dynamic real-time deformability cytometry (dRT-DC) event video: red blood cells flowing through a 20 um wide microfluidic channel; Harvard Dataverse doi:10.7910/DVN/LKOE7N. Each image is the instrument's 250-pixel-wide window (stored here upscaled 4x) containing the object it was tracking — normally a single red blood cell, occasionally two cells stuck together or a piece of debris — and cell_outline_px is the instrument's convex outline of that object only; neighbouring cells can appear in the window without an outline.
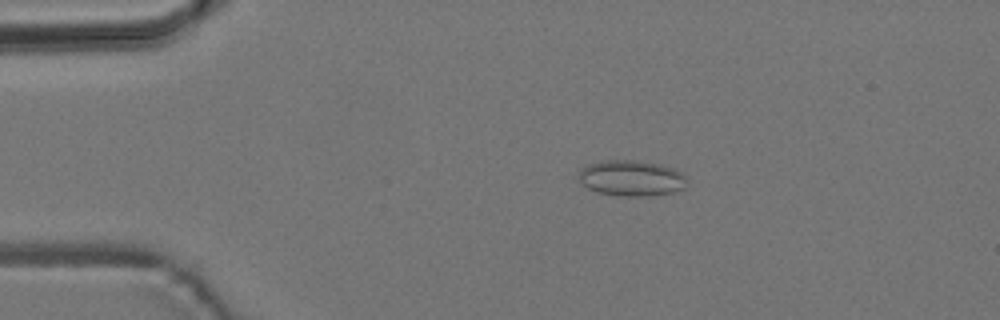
{"species": "common noctule bat (a hibernating species)", "species_latin": "Nyctalus noctula", "temperature_condition": "room temperature", "stored_images_in_passage": 53, "camera_frame_rate_fps": 3000, "um_per_image_px": 0.085, "animal": {"sex": "male", "body_mass_g": 19.2, "forearm_length_mm": 51.8}, "frame": {"image": 1, "passage_image": 10, "time_ms": 3.0, "image_size_px": [1000, 320], "cell_outline_px": [[688, 184], [684, 188], [672, 192], [648, 196], [620, 196], [596, 192], [588, 188], [580, 180], [580, 168], [588, 164], [604, 160], [636, 160], [660, 164], [672, 168], [680, 172], [688, 180]], "centroid_in_image_um": [53.68, 15.14], "position_along_channel_um": 31.3, "area_um2": 22.6}}
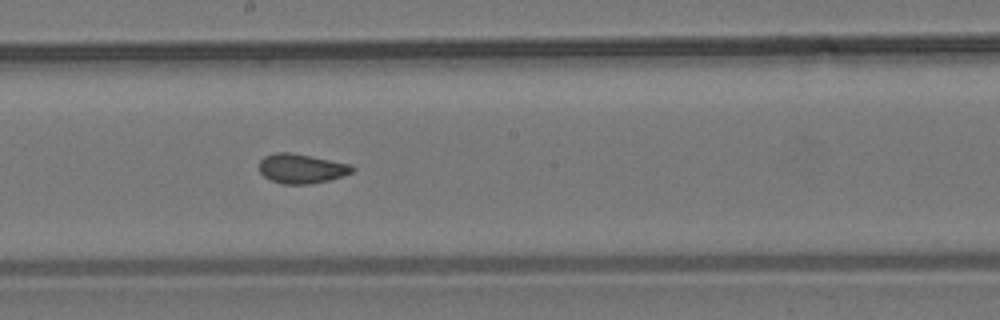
{"frame": {"image": 2, "passage_image": 29, "time_ms": 9.333, "image_size_px": [1000, 320], "cell_outline_px": [[356, 168], [352, 172], [328, 180], [308, 184], [284, 184], [272, 180], [264, 176], [260, 172], [260, 160], [264, 156], [276, 152], [292, 152], [352, 164]], "centroid_in_image_um": [25.63, 14.31], "position_along_channel_um": 222.6, "area_um2": 15.95}}
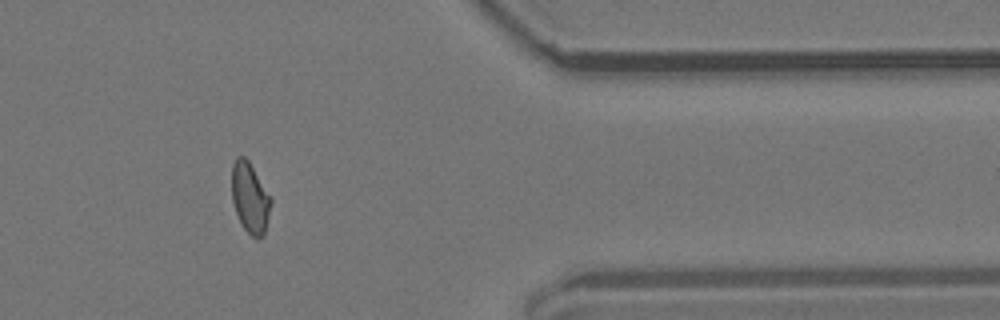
{"frame": {"image": 3, "passage_image": 44, "time_ms": 14.333, "image_size_px": [1000, 320], "cell_outline_px": [[272, 200], [264, 236], [252, 236], [244, 228], [236, 212], [232, 200], [232, 164], [236, 156], [244, 156], [248, 160], [272, 196]], "centroid_in_image_um": [21.26, 16.76], "position_along_channel_um": 390.1, "area_um2": 16.07}, "authors_computed_cell_mechanics": {"area_um2": 16.184, "velocity_mm_per_s": 3.8062, "shape_relaxation_time_tau1_ms": null, "shape_relaxation_time_tau2_ms": 0.8987, "deformation_change_tau1": null, "deformation_change_tau2": 0.0565}}